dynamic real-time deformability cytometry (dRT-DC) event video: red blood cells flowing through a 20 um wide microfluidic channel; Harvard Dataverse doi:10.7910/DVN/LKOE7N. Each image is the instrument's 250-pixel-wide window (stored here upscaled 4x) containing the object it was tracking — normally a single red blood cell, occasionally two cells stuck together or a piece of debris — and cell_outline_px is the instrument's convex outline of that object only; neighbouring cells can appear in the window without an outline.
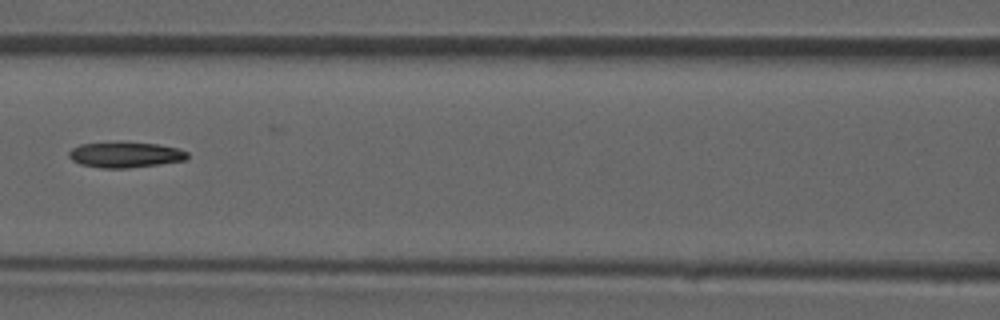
{"species": "common noctule bat (a hibernating species)", "species_latin": "Nyctalus noctula", "temperature_condition": "room temperature", "stored_images_in_passage": 47, "camera_frame_rate_fps": 3000, "um_per_image_px": 0.085, "animal": {"sex": "male", "forearm_length_mm": 52.5}, "frame": {"image": 1, "passage_image": 21, "time_ms": 6.667, "image_size_px": [1000, 320], "cell_outline_px": [[188, 156], [184, 160], [160, 164], [128, 168], [100, 168], [80, 164], [72, 160], [68, 156], [68, 152], [72, 148], [80, 144], [120, 140], [124, 140], [160, 144], [176, 148], [188, 152]], "centroid_in_image_um": [10.61, 13.12], "position_along_channel_um": 156.0, "area_um2": 18.26}}